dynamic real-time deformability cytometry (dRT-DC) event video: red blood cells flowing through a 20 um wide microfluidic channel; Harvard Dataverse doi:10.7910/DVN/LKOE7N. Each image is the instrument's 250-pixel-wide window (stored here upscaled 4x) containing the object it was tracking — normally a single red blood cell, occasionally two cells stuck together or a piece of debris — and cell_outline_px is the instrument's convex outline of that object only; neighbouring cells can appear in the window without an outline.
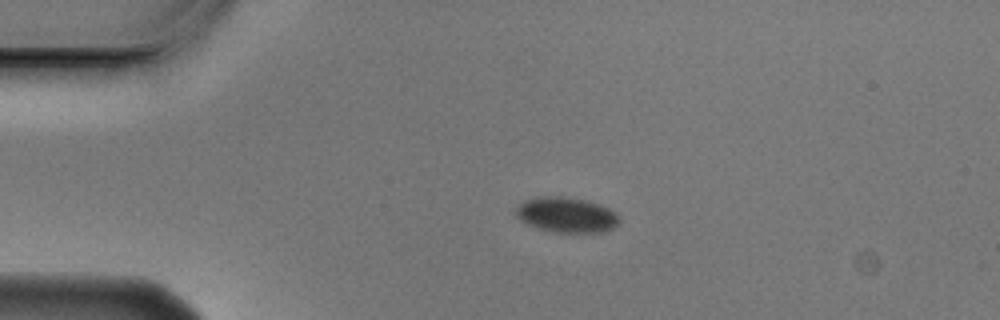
{"species": "Egyptian fruit bat (a non-hibernating species)", "species_latin": "Rousettus aegyptiacus", "temperature_condition": "cold", "stored_images_in_passage": 2, "camera_frame_rate_fps": 3000, "um_per_image_px": 0.085, "animal": {"sex": "male"}, "frame": {"image": 1, "passage_image": 1, "time_ms": 0.0, "image_size_px": [1000, 320], "cell_outline_px": [[620, 224], [604, 232], [556, 232], [536, 228], [520, 220], [516, 216], [516, 208], [524, 200], [544, 196], [560, 196], [584, 200], [608, 208], [616, 212], [620, 216]], "centroid_in_image_um": [48.16, 18.27], "position_along_channel_um": 36.8, "area_um2": 21.15}}